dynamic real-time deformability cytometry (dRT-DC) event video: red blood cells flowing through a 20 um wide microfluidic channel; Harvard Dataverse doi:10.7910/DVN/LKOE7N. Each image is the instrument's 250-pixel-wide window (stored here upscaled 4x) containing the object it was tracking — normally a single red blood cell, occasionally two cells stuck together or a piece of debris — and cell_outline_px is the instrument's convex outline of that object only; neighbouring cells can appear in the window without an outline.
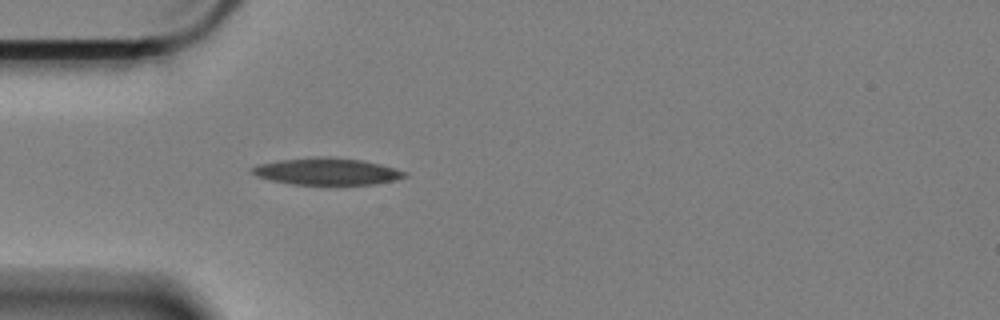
{"species": "Egyptian fruit bat (a non-hibernating species)", "species_latin": "Rousettus aegyptiacus", "temperature_condition": "cold", "stored_images_in_passage": 43, "camera_frame_rate_fps": 3000, "um_per_image_px": 0.085, "animal": {"sex": "female"}, "frame": {"image": 1, "passage_image": 1, "time_ms": 0.0, "image_size_px": [1000, 320], "cell_outline_px": [[408, 176], [392, 180], [372, 184], [292, 184], [272, 180], [256, 176], [252, 172], [252, 168], [260, 164], [280, 160], [360, 160], [380, 164], [408, 172]], "centroid_in_image_um": [27.83, 14.62], "position_along_channel_um": 57.2, "area_um2": 22.25}}
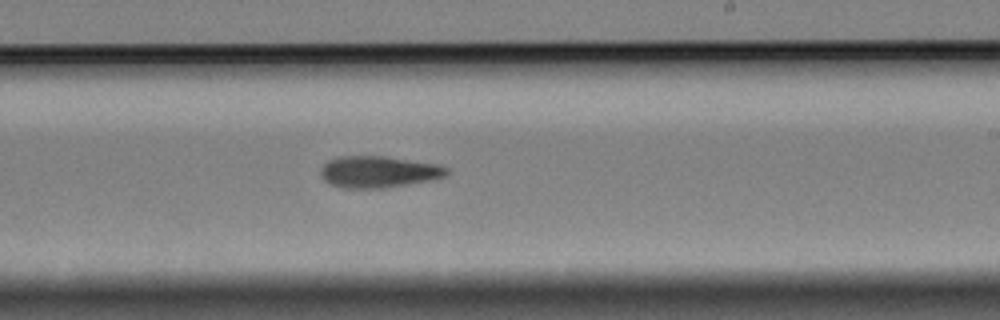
{"frame": {"image": 2, "passage_image": 19, "time_ms": 6.0, "image_size_px": [1000, 320], "cell_outline_px": [[448, 172], [444, 176], [432, 180], [384, 188], [340, 188], [324, 180], [320, 176], [320, 168], [328, 160], [340, 156], [384, 156], [440, 164], [448, 168]], "centroid_in_image_um": [32.16, 14.6], "position_along_channel_um": 256.8, "area_um2": 23.35}}
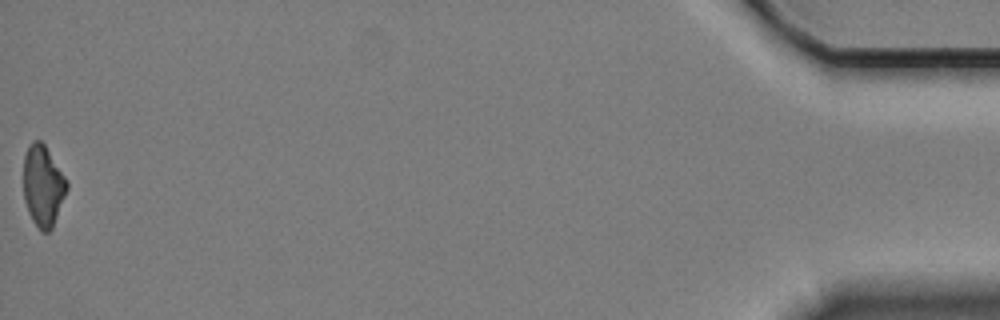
{"frame": {"image": 3, "passage_image": 43, "time_ms": 14.0, "image_size_px": [1000, 320], "cell_outline_px": [[68, 188], [52, 228], [48, 232], [40, 232], [32, 220], [28, 212], [24, 200], [24, 156], [32, 140], [40, 140], [44, 144], [64, 176], [68, 184]], "centroid_in_image_um": [3.64, 15.82], "position_along_channel_um": 431.6, "area_um2": 20.29}, "authors_computed_cell_mechanics": {"area_um2": 22.4264, "velocity_mm_per_s": 3.3829, "shape_relaxation_time_tau1_ms": 5.7791, "shape_relaxation_time_tau2_ms": null, "deformation_change_tau1": 0.1642, "deformation_change_tau2": null}}